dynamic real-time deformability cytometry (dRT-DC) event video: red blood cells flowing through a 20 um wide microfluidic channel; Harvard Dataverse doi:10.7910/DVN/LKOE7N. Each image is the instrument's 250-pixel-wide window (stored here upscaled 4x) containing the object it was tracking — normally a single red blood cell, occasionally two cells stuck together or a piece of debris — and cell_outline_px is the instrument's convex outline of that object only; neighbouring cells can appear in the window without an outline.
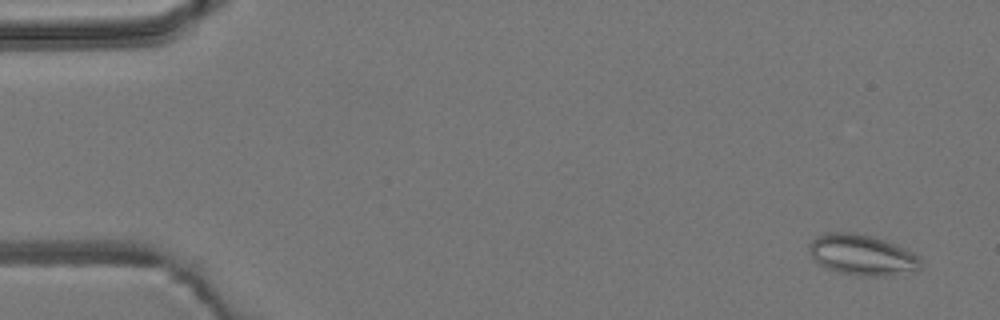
{"species": "common noctule bat (a hibernating species)", "species_latin": "Nyctalus noctula", "temperature_condition": "room temperature", "stored_images_in_passage": 54, "camera_frame_rate_fps": 3000, "um_per_image_px": 0.085, "animal": {"sex": "male", "body_mass_g": 19.2, "forearm_length_mm": 51.8}, "frame": {"image": 1, "passage_image": 3, "time_ms": 0.667, "image_size_px": [1000, 320], "cell_outline_px": [[920, 268], [884, 276], [856, 276], [836, 272], [820, 264], [812, 256], [808, 248], [808, 244], [816, 236], [824, 232], [864, 232], [896, 244], [912, 252], [920, 260]], "centroid_in_image_um": [73.21, 21.63], "position_along_channel_um": 11.8, "area_um2": 26.53}}
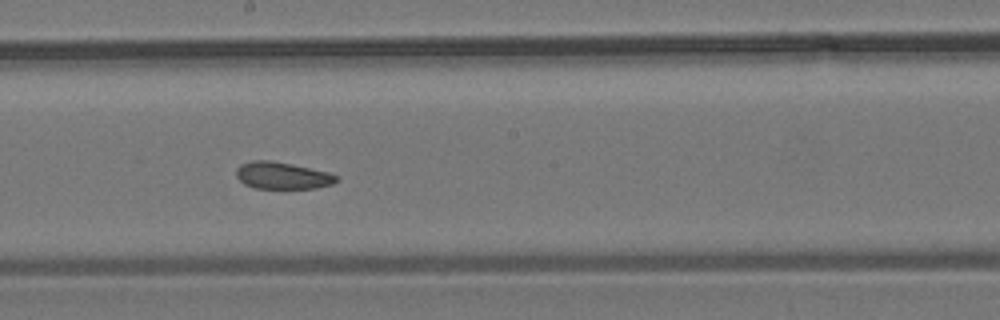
{"frame": {"image": 2, "passage_image": 30, "time_ms": 9.667, "image_size_px": [1000, 320], "cell_outline_px": [[340, 180], [332, 184], [316, 188], [256, 188], [244, 184], [236, 176], [236, 168], [240, 164], [252, 160], [272, 160], [292, 164], [328, 172], [340, 176]], "centroid_in_image_um": [24.01, 14.91], "position_along_channel_um": 224.2, "area_um2": 15.9}}
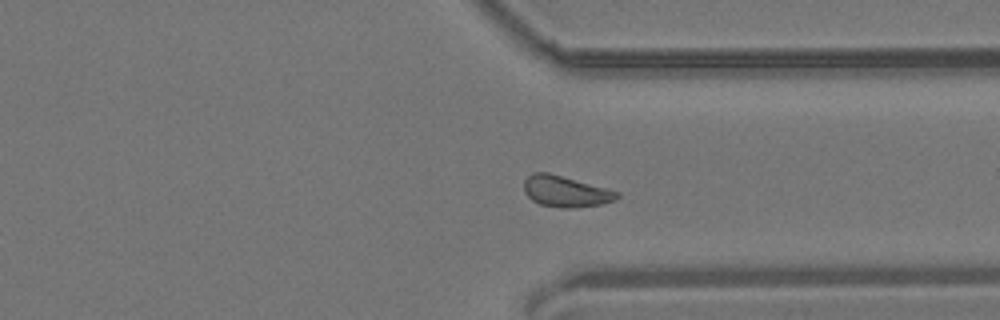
{"frame": {"image": 3, "passage_image": 41, "time_ms": 13.333, "image_size_px": [1000, 320], "cell_outline_px": [[620, 196], [616, 200], [600, 204], [576, 208], [560, 208], [540, 204], [532, 200], [524, 192], [524, 180], [532, 172], [548, 172], [620, 192]], "centroid_in_image_um": [48.07, 16.27], "position_along_channel_um": 363.3, "area_um2": 16.88}, "authors_computed_cell_mechanics": {"area_um2": 16.9932, "velocity_mm_per_s": 3.7988, "shape_relaxation_time_tau1_ms": null, "shape_relaxation_time_tau2_ms": 2.9061, "deformation_change_tau1": null, "deformation_change_tau2": 0.0709}}